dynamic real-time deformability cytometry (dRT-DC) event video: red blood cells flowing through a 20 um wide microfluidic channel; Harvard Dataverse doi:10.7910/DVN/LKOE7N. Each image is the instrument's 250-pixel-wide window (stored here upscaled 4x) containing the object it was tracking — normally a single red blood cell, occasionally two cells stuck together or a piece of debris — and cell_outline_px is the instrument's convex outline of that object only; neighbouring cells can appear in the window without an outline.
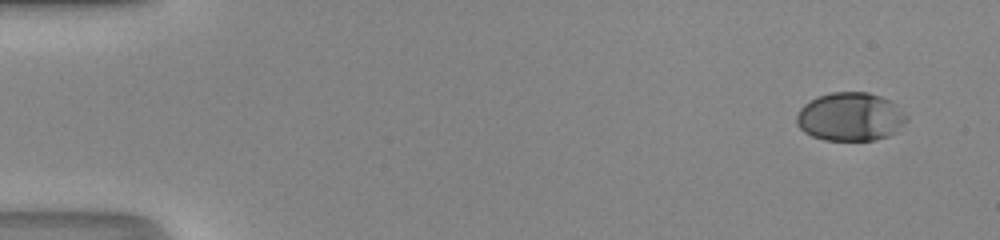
{"species": "human", "species_latin": "Homo sapiens", "temperature_condition": "room temperature", "stored_images_in_passage": 48, "camera_frame_rate_fps": 3000, "um_per_image_px": 0.085, "donor": {"sex": "male"}, "frame": {"image": 1, "passage_image": 1, "time_ms": 0.0, "image_size_px": [1000, 240], "cell_outline_px": [[908, 120], [896, 132], [888, 136], [876, 140], [824, 140], [812, 136], [804, 132], [796, 124], [796, 116], [800, 108], [804, 104], [816, 96], [832, 92], [868, 92], [880, 96], [888, 100], [908, 116]], "centroid_in_image_um": [72.26, 9.93], "position_along_channel_um": 12.7, "area_um2": 31.15}}
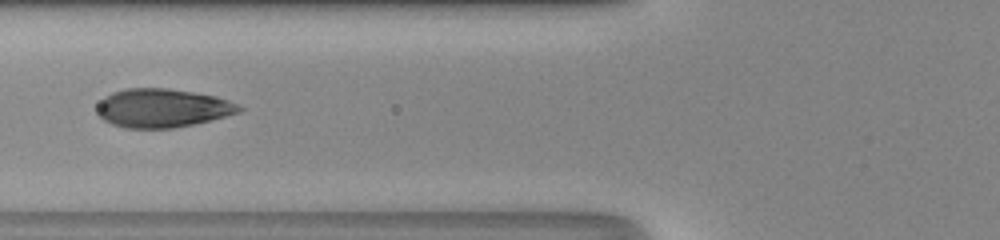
{"frame": {"image": 2, "passage_image": 19, "time_ms": 6.0, "image_size_px": [1000, 240], "cell_outline_px": [[244, 108], [240, 112], [212, 120], [172, 128], [124, 128], [112, 124], [104, 120], [96, 112], [96, 108], [100, 100], [104, 96], [112, 92], [124, 88], [168, 88], [216, 96], [240, 104]], "centroid_in_image_um": [13.79, 9.18], "position_along_channel_um": 112.0, "area_um2": 32.19}}
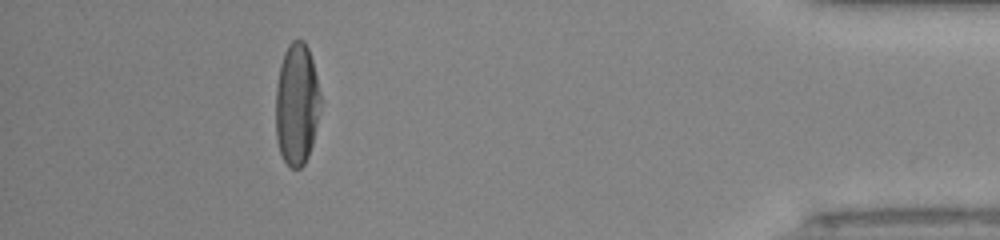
{"frame": {"image": 3, "passage_image": 44, "time_ms": 14.333, "image_size_px": [1000, 240], "cell_outline_px": [[320, 112], [312, 144], [308, 156], [304, 164], [300, 168], [292, 168], [284, 160], [280, 152], [276, 140], [276, 84], [280, 64], [284, 52], [288, 44], [292, 40], [304, 40], [308, 48], [312, 60], [316, 76], [320, 96]], "centroid_in_image_um": [25.21, 8.85], "position_along_channel_um": 410.0, "area_um2": 31.91}, "authors_computed_cell_mechanics": {"area_um2": 32.2524, "velocity_mm_per_s": 4.2093, "shape_relaxation_time_tau1_ms": 5.903, "shape_relaxation_time_tau2_ms": null, "deformation_change_tau1": 0.2567, "deformation_change_tau2": null}}